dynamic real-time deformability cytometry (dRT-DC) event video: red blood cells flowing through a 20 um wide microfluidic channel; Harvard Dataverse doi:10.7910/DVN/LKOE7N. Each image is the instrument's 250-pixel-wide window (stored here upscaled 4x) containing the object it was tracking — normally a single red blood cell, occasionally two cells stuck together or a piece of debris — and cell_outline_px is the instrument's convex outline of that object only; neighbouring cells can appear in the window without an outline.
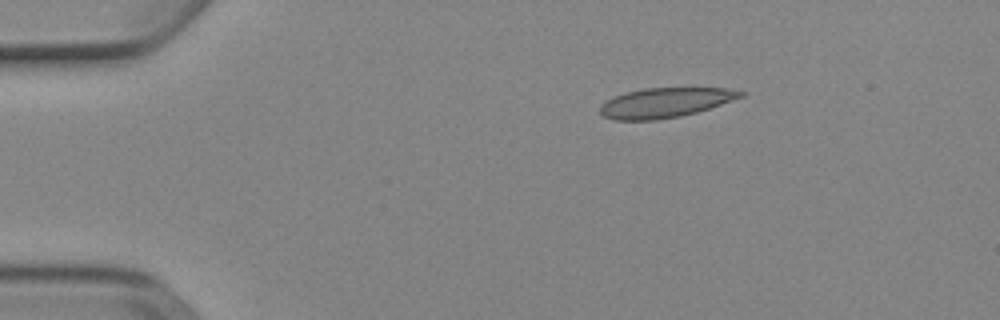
{"species": "Egyptian fruit bat (a non-hibernating species)", "species_latin": "Rousettus aegyptiacus", "temperature_condition": "cold", "stored_images_in_passage": 3, "camera_frame_rate_fps": 3000, "um_per_image_px": 0.085, "animal": {"sex": "female"}, "frame": {"image": 1, "passage_image": 1, "time_ms": 0.0, "image_size_px": [1000, 320], "cell_outline_px": [[748, 92], [744, 96], [696, 112], [680, 116], [656, 120], [612, 120], [604, 116], [600, 112], [600, 108], [608, 100], [624, 92], [644, 88], [724, 88]], "centroid_in_image_um": [56.54, 8.72], "position_along_channel_um": 28.5, "area_um2": 24.1}}
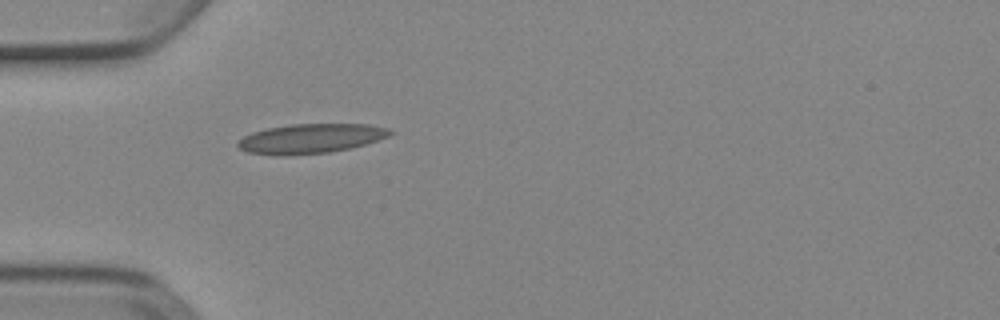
{"frame": {"image": 2, "passage_image": 3, "time_ms": 0.667, "image_size_px": [1000, 320], "cell_outline_px": [[396, 132], [388, 136], [364, 144], [348, 148], [328, 152], [284, 156], [248, 152], [240, 148], [236, 144], [244, 136], [252, 132], [268, 128], [292, 124], [368, 124], [388, 128]], "centroid_in_image_um": [26.41, 11.77], "position_along_channel_um": 58.6, "area_um2": 25.95}}